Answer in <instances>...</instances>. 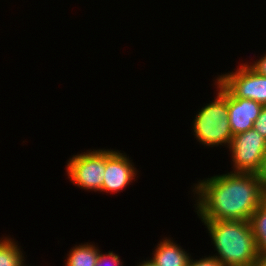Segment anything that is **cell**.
<instances>
[{
    "mask_svg": "<svg viewBox=\"0 0 266 266\" xmlns=\"http://www.w3.org/2000/svg\"><path fill=\"white\" fill-rule=\"evenodd\" d=\"M194 186L195 212L201 220L249 221L266 199L261 179L255 173L230 171L200 180Z\"/></svg>",
    "mask_w": 266,
    "mask_h": 266,
    "instance_id": "6da1fadb",
    "label": "cell"
},
{
    "mask_svg": "<svg viewBox=\"0 0 266 266\" xmlns=\"http://www.w3.org/2000/svg\"><path fill=\"white\" fill-rule=\"evenodd\" d=\"M201 221L217 251L213 256L224 266H257L260 256L249 221Z\"/></svg>",
    "mask_w": 266,
    "mask_h": 266,
    "instance_id": "7a4b0ae2",
    "label": "cell"
},
{
    "mask_svg": "<svg viewBox=\"0 0 266 266\" xmlns=\"http://www.w3.org/2000/svg\"><path fill=\"white\" fill-rule=\"evenodd\" d=\"M215 83L216 98L202 107L193 120L194 136L204 146L224 144L229 148L233 134L228 119V91L217 80Z\"/></svg>",
    "mask_w": 266,
    "mask_h": 266,
    "instance_id": "3957f363",
    "label": "cell"
},
{
    "mask_svg": "<svg viewBox=\"0 0 266 266\" xmlns=\"http://www.w3.org/2000/svg\"><path fill=\"white\" fill-rule=\"evenodd\" d=\"M92 150L70 157L66 165L67 176L79 188L101 192L105 174V150Z\"/></svg>",
    "mask_w": 266,
    "mask_h": 266,
    "instance_id": "277c9868",
    "label": "cell"
},
{
    "mask_svg": "<svg viewBox=\"0 0 266 266\" xmlns=\"http://www.w3.org/2000/svg\"><path fill=\"white\" fill-rule=\"evenodd\" d=\"M228 149L232 153V168L234 167L232 172L257 174L266 154V138L251 128L233 135Z\"/></svg>",
    "mask_w": 266,
    "mask_h": 266,
    "instance_id": "5b68a950",
    "label": "cell"
},
{
    "mask_svg": "<svg viewBox=\"0 0 266 266\" xmlns=\"http://www.w3.org/2000/svg\"><path fill=\"white\" fill-rule=\"evenodd\" d=\"M235 72L219 75L217 81L236 98L251 99L266 106V77L257 74L247 63Z\"/></svg>",
    "mask_w": 266,
    "mask_h": 266,
    "instance_id": "8992f818",
    "label": "cell"
},
{
    "mask_svg": "<svg viewBox=\"0 0 266 266\" xmlns=\"http://www.w3.org/2000/svg\"><path fill=\"white\" fill-rule=\"evenodd\" d=\"M105 174L102 183L101 192L117 193L129 186L138 175L134 164L127 157L118 150L105 149Z\"/></svg>",
    "mask_w": 266,
    "mask_h": 266,
    "instance_id": "52a82bcc",
    "label": "cell"
},
{
    "mask_svg": "<svg viewBox=\"0 0 266 266\" xmlns=\"http://www.w3.org/2000/svg\"><path fill=\"white\" fill-rule=\"evenodd\" d=\"M262 108L263 105L254 100L236 98L228 92V119L232 134L237 135L253 128Z\"/></svg>",
    "mask_w": 266,
    "mask_h": 266,
    "instance_id": "ba28073f",
    "label": "cell"
},
{
    "mask_svg": "<svg viewBox=\"0 0 266 266\" xmlns=\"http://www.w3.org/2000/svg\"><path fill=\"white\" fill-rule=\"evenodd\" d=\"M162 240L153 251L151 260L157 266H188L191 255L171 238L166 237Z\"/></svg>",
    "mask_w": 266,
    "mask_h": 266,
    "instance_id": "9c48e42d",
    "label": "cell"
},
{
    "mask_svg": "<svg viewBox=\"0 0 266 266\" xmlns=\"http://www.w3.org/2000/svg\"><path fill=\"white\" fill-rule=\"evenodd\" d=\"M99 253L100 249L95 244L75 245L67 254L65 266H95Z\"/></svg>",
    "mask_w": 266,
    "mask_h": 266,
    "instance_id": "30bf717a",
    "label": "cell"
},
{
    "mask_svg": "<svg viewBox=\"0 0 266 266\" xmlns=\"http://www.w3.org/2000/svg\"><path fill=\"white\" fill-rule=\"evenodd\" d=\"M259 256H266V199L253 212L249 220Z\"/></svg>",
    "mask_w": 266,
    "mask_h": 266,
    "instance_id": "8fae6325",
    "label": "cell"
},
{
    "mask_svg": "<svg viewBox=\"0 0 266 266\" xmlns=\"http://www.w3.org/2000/svg\"><path fill=\"white\" fill-rule=\"evenodd\" d=\"M8 237L0 240V266H22L25 256L21 247L14 239Z\"/></svg>",
    "mask_w": 266,
    "mask_h": 266,
    "instance_id": "7c38bea8",
    "label": "cell"
},
{
    "mask_svg": "<svg viewBox=\"0 0 266 266\" xmlns=\"http://www.w3.org/2000/svg\"><path fill=\"white\" fill-rule=\"evenodd\" d=\"M123 263L119 255L113 253V251H108L107 254H103L101 251L99 253L98 260L95 266H123Z\"/></svg>",
    "mask_w": 266,
    "mask_h": 266,
    "instance_id": "4fadbf2b",
    "label": "cell"
},
{
    "mask_svg": "<svg viewBox=\"0 0 266 266\" xmlns=\"http://www.w3.org/2000/svg\"><path fill=\"white\" fill-rule=\"evenodd\" d=\"M205 258H201L199 260H194L190 258L188 266H224L217 258L214 256H204Z\"/></svg>",
    "mask_w": 266,
    "mask_h": 266,
    "instance_id": "5bb4252c",
    "label": "cell"
},
{
    "mask_svg": "<svg viewBox=\"0 0 266 266\" xmlns=\"http://www.w3.org/2000/svg\"><path fill=\"white\" fill-rule=\"evenodd\" d=\"M253 128L266 138V106H263L260 115L253 124Z\"/></svg>",
    "mask_w": 266,
    "mask_h": 266,
    "instance_id": "9a60e30c",
    "label": "cell"
},
{
    "mask_svg": "<svg viewBox=\"0 0 266 266\" xmlns=\"http://www.w3.org/2000/svg\"><path fill=\"white\" fill-rule=\"evenodd\" d=\"M247 65L254 70L257 74L266 77V53L260 59L252 64Z\"/></svg>",
    "mask_w": 266,
    "mask_h": 266,
    "instance_id": "2e32d148",
    "label": "cell"
},
{
    "mask_svg": "<svg viewBox=\"0 0 266 266\" xmlns=\"http://www.w3.org/2000/svg\"><path fill=\"white\" fill-rule=\"evenodd\" d=\"M257 175L261 179L263 189L266 191V154L264 155L262 166Z\"/></svg>",
    "mask_w": 266,
    "mask_h": 266,
    "instance_id": "e0dca14e",
    "label": "cell"
},
{
    "mask_svg": "<svg viewBox=\"0 0 266 266\" xmlns=\"http://www.w3.org/2000/svg\"><path fill=\"white\" fill-rule=\"evenodd\" d=\"M135 266H157L151 259H146V261H142V263H140L139 265H135Z\"/></svg>",
    "mask_w": 266,
    "mask_h": 266,
    "instance_id": "ac0fdd59",
    "label": "cell"
},
{
    "mask_svg": "<svg viewBox=\"0 0 266 266\" xmlns=\"http://www.w3.org/2000/svg\"><path fill=\"white\" fill-rule=\"evenodd\" d=\"M257 266H266V256H260Z\"/></svg>",
    "mask_w": 266,
    "mask_h": 266,
    "instance_id": "d6986e66",
    "label": "cell"
}]
</instances>
